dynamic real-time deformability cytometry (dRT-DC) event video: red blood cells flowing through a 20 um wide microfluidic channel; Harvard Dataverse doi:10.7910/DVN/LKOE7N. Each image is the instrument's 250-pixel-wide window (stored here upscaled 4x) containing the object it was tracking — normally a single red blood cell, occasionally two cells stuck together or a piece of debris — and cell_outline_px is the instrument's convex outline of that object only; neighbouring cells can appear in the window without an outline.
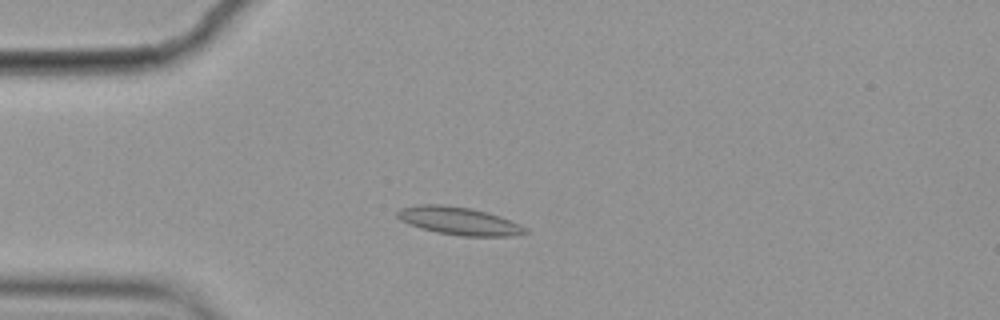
{"species": "common noctule bat (a hibernating species)", "species_latin": "Nyctalus noctula", "temperature_condition": "cold", "stored_images_in_passage": 5, "camera_frame_rate_fps": 3000, "um_per_image_px": 0.085, "animal": {"sex": "female", "body_mass_g": 19.9}, "frame": {"image": 1, "passage_image": 4, "time_ms": 1.0, "image_size_px": [1000, 320], "cell_outline_px": [[528, 232], [512, 236], [460, 236], [436, 232], [420, 228], [408, 224], [400, 220], [396, 216], [396, 212], [400, 208], [416, 204], [440, 204], [472, 208], [488, 212], [500, 216], [520, 224], [528, 228]], "centroid_in_image_um": [38.99, 18.77], "position_along_channel_um": 46.0, "area_um2": 21.04}}